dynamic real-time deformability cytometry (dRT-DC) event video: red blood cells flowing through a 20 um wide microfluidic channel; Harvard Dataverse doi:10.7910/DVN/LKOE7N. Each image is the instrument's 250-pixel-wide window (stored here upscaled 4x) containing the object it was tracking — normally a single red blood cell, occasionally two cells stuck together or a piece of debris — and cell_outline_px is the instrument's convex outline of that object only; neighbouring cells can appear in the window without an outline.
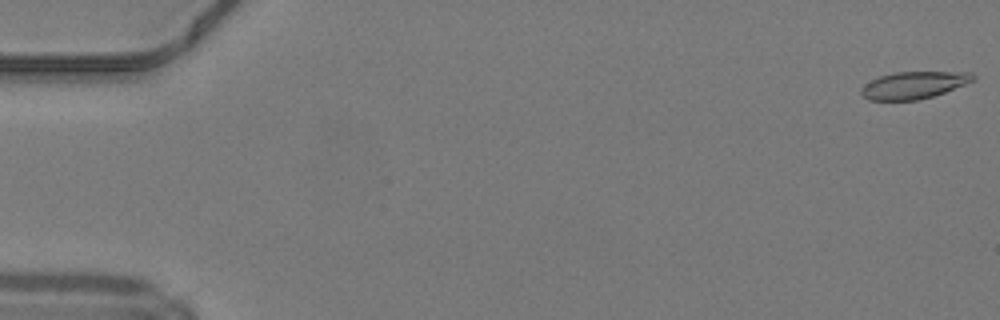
{"species": "common noctule bat (a hibernating species)", "species_latin": "Nyctalus noctula", "temperature_condition": "warm", "stored_images_in_passage": 50, "camera_frame_rate_fps": 3000, "um_per_image_px": 0.085, "animal": {"sex": "male", "body_mass_g": 19.2, "forearm_length_mm": 51.8}, "frame": {"image": 1, "passage_image": 1, "time_ms": 0.0, "image_size_px": [1000, 320], "cell_outline_px": [[976, 76], [972, 80], [964, 84], [944, 92], [920, 100], [868, 100], [860, 92], [860, 88], [864, 84], [880, 76], [896, 72], [972, 72]], "centroid_in_image_um": [77.64, 7.23], "position_along_channel_um": 7.4, "area_um2": 17.51}}
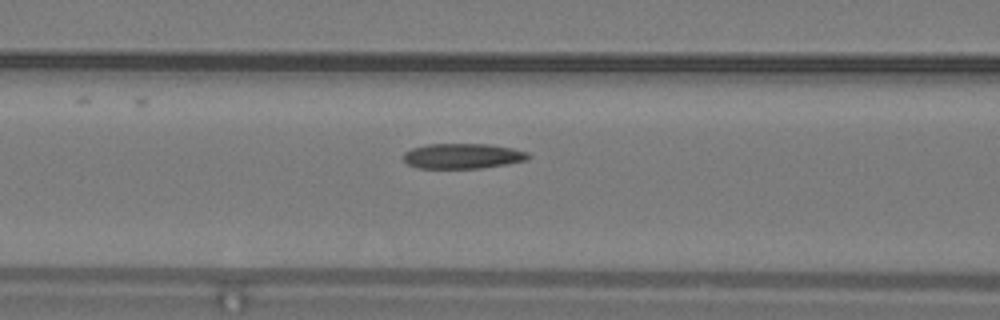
{"frame": {"image": 2, "passage_image": 21, "time_ms": 6.667, "image_size_px": [1000, 320], "cell_outline_px": [[532, 156], [528, 160], [508, 164], [480, 168], [420, 168], [408, 164], [404, 160], [404, 152], [412, 148], [428, 144], [488, 144], [512, 148], [528, 152]], "centroid_in_image_um": [39.37, 13.26], "position_along_channel_um": 127.2, "area_um2": 18.38}}
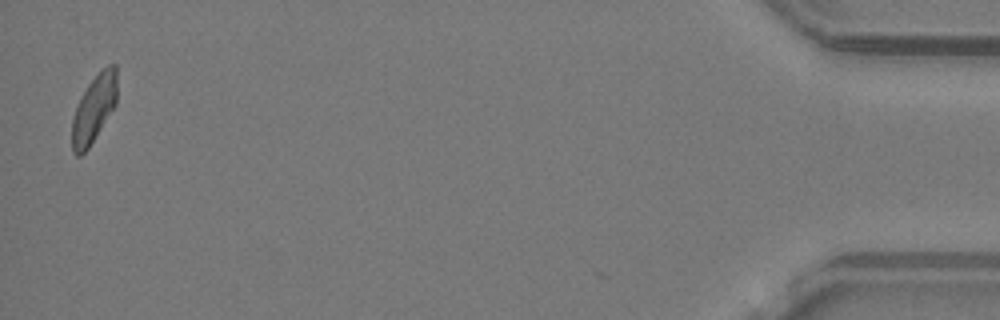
{"frame": {"image": 3, "passage_image": 49, "time_ms": 16.0, "image_size_px": [1000, 320], "cell_outline_px": [[116, 104], [88, 148], [80, 156], [76, 156], [72, 152], [72, 120], [76, 104], [80, 96], [88, 84], [108, 64], [116, 64]], "centroid_in_image_um": [7.96, 9.26], "position_along_channel_um": 427.2, "area_um2": 17.51}, "authors_computed_cell_mechanics": {"area_um2": 18.8428, "velocity_mm_per_s": 4.2145, "shape_relaxation_time_tau1_ms": null, "shape_relaxation_time_tau2_ms": 4.9666, "deformation_change_tau1": null, "deformation_change_tau2": 0.1297}}